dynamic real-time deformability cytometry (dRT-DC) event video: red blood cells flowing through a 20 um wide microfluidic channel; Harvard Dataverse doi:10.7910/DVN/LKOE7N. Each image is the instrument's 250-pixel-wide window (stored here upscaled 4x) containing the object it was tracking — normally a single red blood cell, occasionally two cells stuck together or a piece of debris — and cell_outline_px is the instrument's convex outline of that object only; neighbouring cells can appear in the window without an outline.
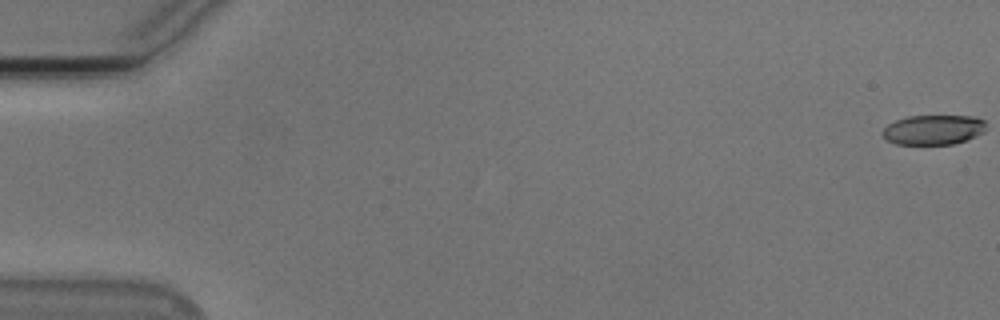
{"species": "Egyptian fruit bat (a non-hibernating species)", "species_latin": "Rousettus aegyptiacus", "temperature_condition": "cold", "stored_images_in_passage": 24, "camera_frame_rate_fps": 3000, "um_per_image_px": 0.085, "animal": {"sex": "male"}, "frame": {"image": 1, "passage_image": 1, "time_ms": 0.0, "image_size_px": [1000, 320], "cell_outline_px": [[984, 132], [976, 136], [952, 144], [896, 144], [888, 140], [884, 136], [884, 128], [888, 124], [896, 120], [908, 116], [976, 116], [984, 120]], "centroid_in_image_um": [79.35, 11.02], "position_along_channel_um": 5.6, "area_um2": 17.74}}
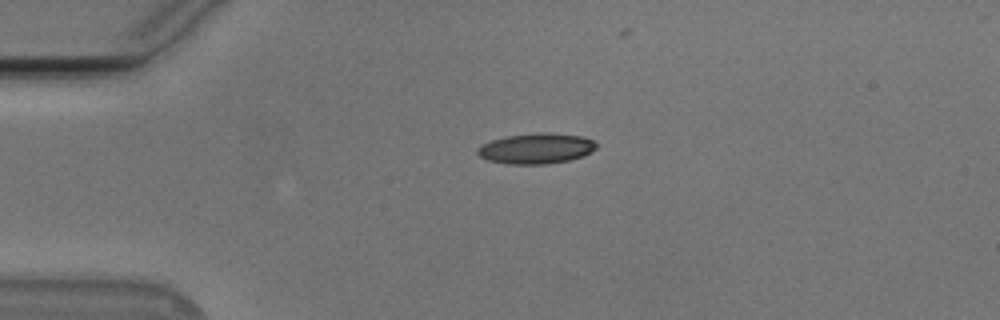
{"frame": {"image": 2, "passage_image": 14, "time_ms": 4.333, "image_size_px": [1000, 320], "cell_outline_px": [[596, 148], [592, 152], [584, 156], [568, 160], [548, 164], [508, 164], [488, 160], [480, 156], [476, 152], [476, 148], [492, 140], [504, 136], [540, 132], [548, 132], [580, 136], [592, 140], [596, 144]], "centroid_in_image_um": [45.57, 12.62], "position_along_channel_um": 39.4, "area_um2": 21.15}}
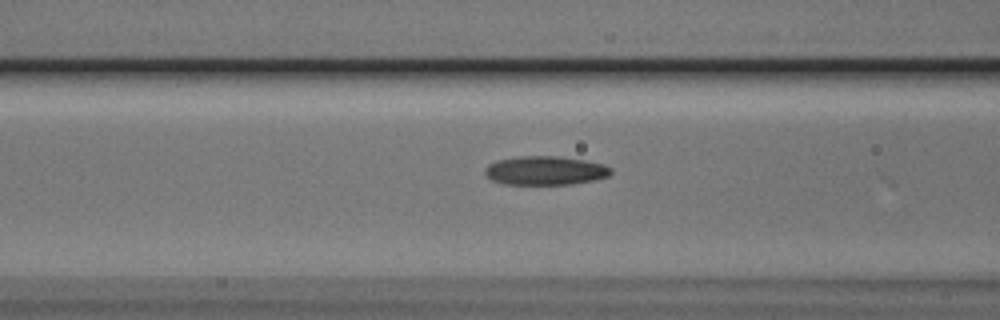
{"frame": {"image": 3, "passage_image": 23, "time_ms": 7.333, "image_size_px": [1000, 320], "cell_outline_px": [[612, 172], [608, 176], [596, 180], [572, 184], [500, 184], [492, 180], [484, 172], [484, 168], [488, 164], [496, 160], [520, 156], [556, 156], [584, 160], [604, 164], [612, 168]], "centroid_in_image_um": [46.34, 14.5], "position_along_channel_um": 120.3, "area_um2": 21.33}}